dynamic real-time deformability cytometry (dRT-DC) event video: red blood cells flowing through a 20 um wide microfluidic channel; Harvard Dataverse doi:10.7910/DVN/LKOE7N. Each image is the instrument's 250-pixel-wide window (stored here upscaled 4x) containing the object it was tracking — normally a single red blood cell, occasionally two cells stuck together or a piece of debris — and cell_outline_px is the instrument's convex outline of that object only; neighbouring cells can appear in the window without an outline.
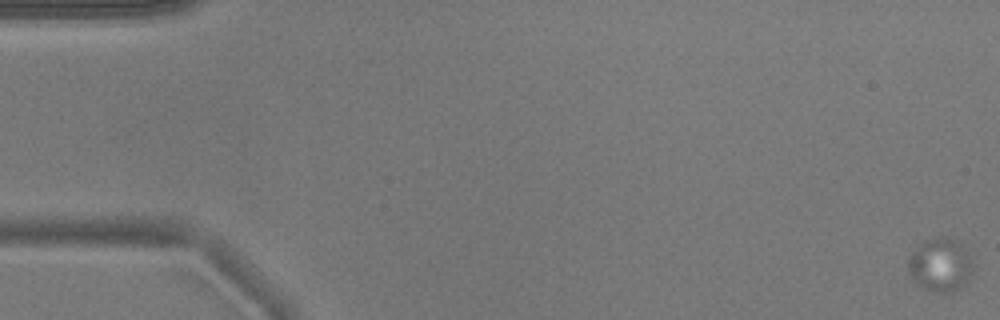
{"species": "common noctule bat (a hibernating species)", "species_latin": "Nyctalus noctula", "temperature_condition": "warm", "stored_images_in_passage": 59, "camera_frame_rate_fps": 3000, "um_per_image_px": 0.085, "animal": {"sex": "male", "body_mass_g": 17.9}, "frame": {"image": 1, "passage_image": 1, "time_ms": 0.0, "image_size_px": [1000, 320], "cell_outline_px": [[972, 272], [964, 284], [960, 288], [952, 292], [940, 292], [920, 288], [916, 284], [908, 272], [908, 260], [912, 252], [924, 240], [944, 236], [960, 244], [968, 256], [972, 264]], "centroid_in_image_um": [79.88, 22.54], "position_along_channel_um": 5.1, "area_um2": 19.83}}
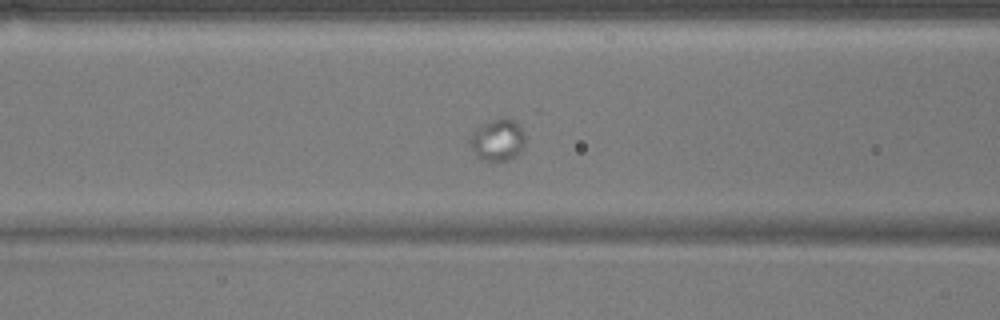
{"frame": {"image": 2, "passage_image": 25, "time_ms": 8.0, "image_size_px": [1000, 320], "cell_outline_px": [[524, 148], [516, 156], [508, 160], [484, 160], [476, 156], [468, 140], [472, 132], [484, 124], [500, 116], [512, 120], [524, 132]], "centroid_in_image_um": [42.3, 11.9], "position_along_channel_um": 124.3, "area_um2": 13.29}}
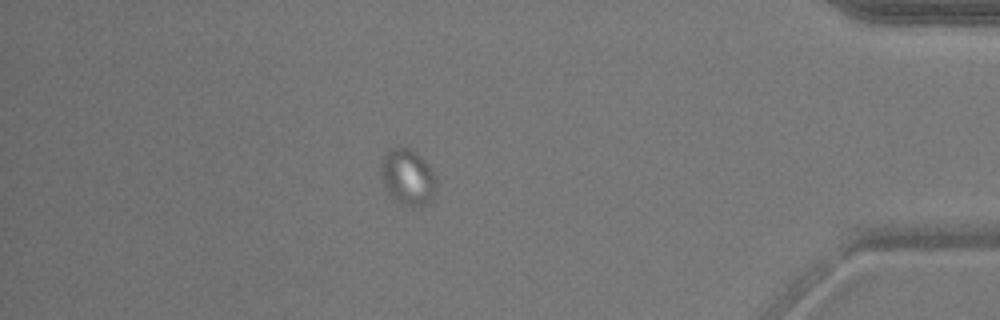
{"frame": {"image": 3, "passage_image": 52, "time_ms": 17.0, "image_size_px": [1000, 320], "cell_outline_px": [[436, 188], [432, 196], [424, 204], [408, 204], [396, 200], [388, 192], [380, 176], [380, 164], [384, 156], [396, 144], [400, 144], [416, 152], [428, 164], [436, 176]], "centroid_in_image_um": [34.63, 14.96], "position_along_channel_um": 400.6, "area_um2": 17.74}}